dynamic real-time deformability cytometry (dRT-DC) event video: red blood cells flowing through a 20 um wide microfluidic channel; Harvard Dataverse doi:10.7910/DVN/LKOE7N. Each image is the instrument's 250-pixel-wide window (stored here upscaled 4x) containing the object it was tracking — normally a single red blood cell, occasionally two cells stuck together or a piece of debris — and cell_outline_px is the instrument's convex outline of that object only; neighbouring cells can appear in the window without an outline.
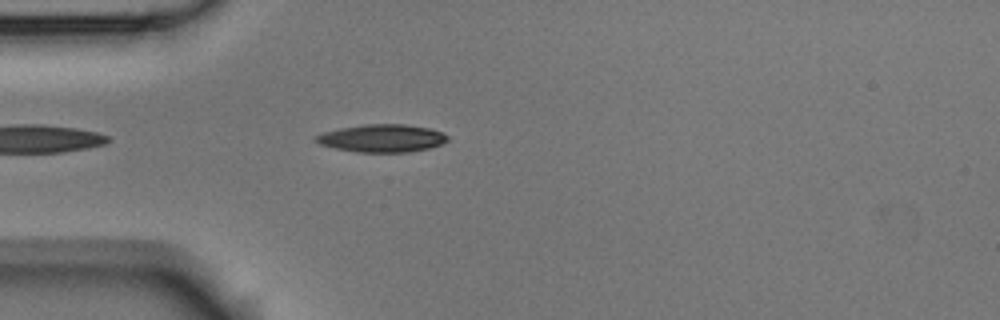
{"species": "Egyptian fruit bat (a non-hibernating species)", "species_latin": "Rousettus aegyptiacus", "temperature_condition": "room temperature", "stored_images_in_passage": 2, "camera_frame_rate_fps": 3000, "um_per_image_px": 0.085, "animal": {"sex": "male"}, "frame": {"image": 1, "passage_image": 2, "time_ms": 0.333, "image_size_px": [1000, 320], "cell_outline_px": [[448, 140], [440, 144], [428, 148], [408, 152], [356, 152], [336, 148], [320, 144], [312, 140], [316, 136], [324, 132], [340, 128], [364, 124], [404, 124], [428, 128], [440, 132], [448, 136]], "centroid_in_image_um": [32.44, 11.75], "position_along_channel_um": 52.6, "area_um2": 21.1}}